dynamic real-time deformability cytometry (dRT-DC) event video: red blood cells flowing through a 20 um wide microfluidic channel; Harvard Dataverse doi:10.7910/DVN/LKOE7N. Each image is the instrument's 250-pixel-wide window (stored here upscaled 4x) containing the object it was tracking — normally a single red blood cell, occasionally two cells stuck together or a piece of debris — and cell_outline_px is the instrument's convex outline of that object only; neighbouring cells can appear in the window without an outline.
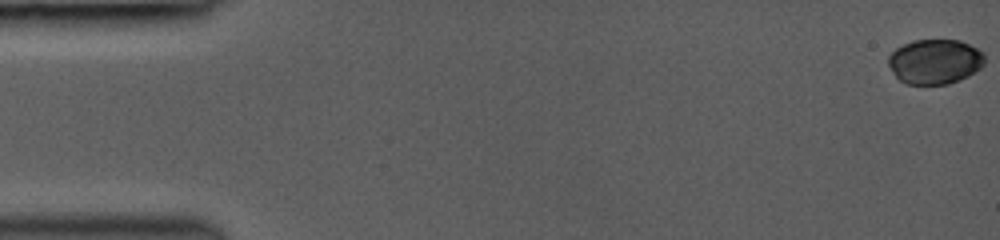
{"species": "common noctule bat (a hibernating species)", "species_latin": "Nyctalus noctula", "temperature_condition": "room temperature", "stored_images_in_passage": 18, "camera_frame_rate_fps": 3000, "um_per_image_px": 0.085, "animal": {"sex": "female", "body_mass_g": 19.0, "forearm_length_mm": 53.3}, "frame": {"image": 1, "passage_image": 1, "time_ms": 0.0, "image_size_px": [1000, 240], "cell_outline_px": [[984, 64], [980, 68], [968, 76], [960, 80], [948, 84], [904, 84], [896, 76], [888, 64], [888, 56], [896, 48], [912, 40], [960, 40], [984, 52]], "centroid_in_image_um": [79.47, 5.23], "position_along_channel_um": 5.5, "area_um2": 25.2}}
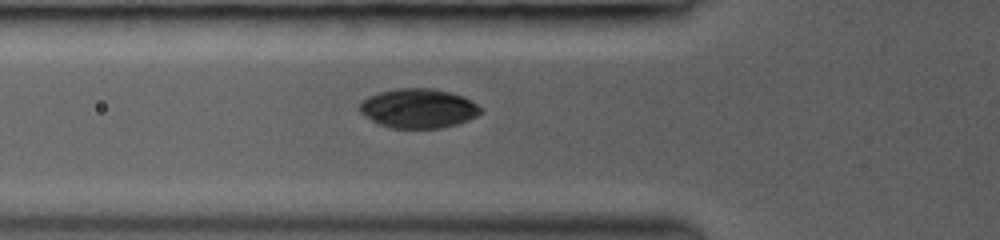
{"frame": {"image": 2, "passage_image": 16, "time_ms": 5.667, "image_size_px": [1000, 240], "cell_outline_px": [[484, 112], [468, 120], [456, 124], [440, 128], [392, 128], [380, 124], [364, 116], [356, 108], [368, 96], [380, 92], [396, 88], [432, 88], [464, 96], [472, 100]], "centroid_in_image_um": [35.56, 9.21], "position_along_channel_um": 90.2, "area_um2": 27.8}}
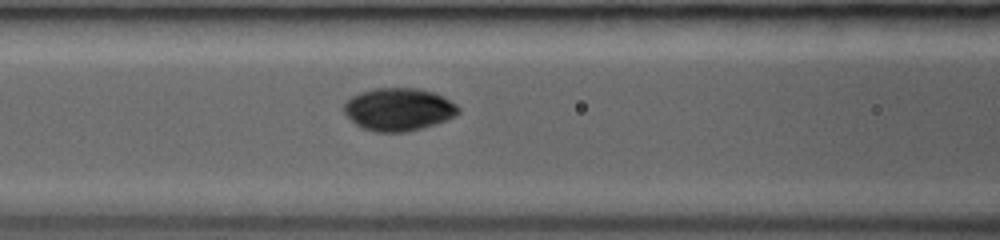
{"frame": {"image": 3, "passage_image": 18, "time_ms": 6.667, "image_size_px": [1000, 240], "cell_outline_px": [[460, 112], [456, 116], [436, 124], [404, 132], [376, 132], [364, 128], [356, 124], [344, 112], [344, 104], [352, 96], [360, 92], [376, 88], [420, 88], [436, 92], [444, 96], [456, 104], [460, 108]], "centroid_in_image_um": [33.93, 9.28], "position_along_channel_um": 132.7, "area_um2": 28.55}}